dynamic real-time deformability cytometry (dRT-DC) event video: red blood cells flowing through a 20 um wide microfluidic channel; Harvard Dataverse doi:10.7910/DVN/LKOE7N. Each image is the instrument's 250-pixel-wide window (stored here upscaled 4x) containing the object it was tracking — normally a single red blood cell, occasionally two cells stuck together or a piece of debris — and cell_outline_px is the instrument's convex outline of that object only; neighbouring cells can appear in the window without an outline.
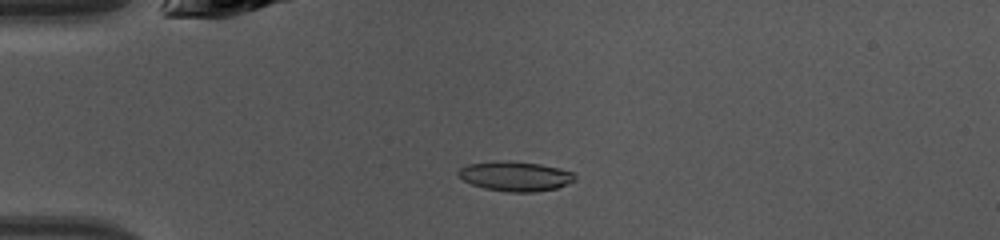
{"species": "common noctule bat (a hibernating species)", "species_latin": "Nyctalus noctula", "temperature_condition": "warm", "stored_images_in_passage": 39, "camera_frame_rate_fps": 3000, "um_per_image_px": 0.085, "animal": {"sex": "female", "body_mass_g": 10.0, "forearm_length_mm": 53.1}, "frame": {"image": 1, "passage_image": 12, "time_ms": 3.667, "image_size_px": [1000, 240], "cell_outline_px": [[576, 180], [556, 188], [536, 192], [508, 192], [484, 188], [472, 184], [464, 180], [456, 172], [460, 168], [468, 164], [504, 160], [540, 164], [560, 168], [572, 172], [576, 176]], "centroid_in_image_um": [43.81, 14.98], "position_along_channel_um": 41.2, "area_um2": 20.11}}
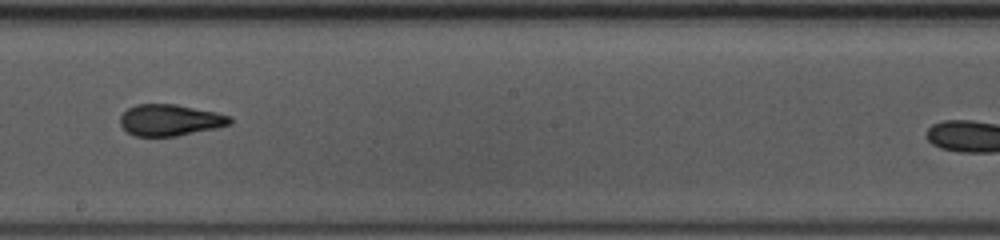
{"frame": {"image": 2, "passage_image": 27, "time_ms": 8.667, "image_size_px": [1000, 240], "cell_outline_px": [[232, 124], [216, 128], [176, 136], [136, 136], [128, 132], [120, 124], [120, 116], [128, 108], [136, 104], [176, 104], [216, 112], [232, 116]], "centroid_in_image_um": [14.48, 10.2], "position_along_channel_um": 233.7, "area_um2": 20.11}}
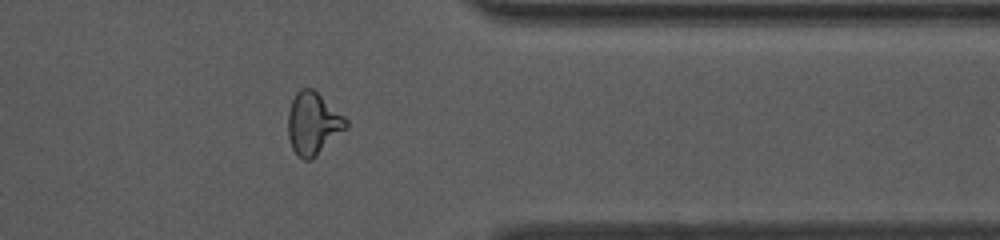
{"frame": {"image": 3, "passage_image": 38, "time_ms": 12.333, "image_size_px": [1000, 240], "cell_outline_px": [[348, 128], [312, 160], [304, 160], [292, 148], [288, 136], [288, 112], [292, 100], [296, 92], [300, 88], [312, 88], [344, 116], [348, 120]], "centroid_in_image_um": [26.62, 10.51], "position_along_channel_um": 384.8, "area_um2": 21.1}}